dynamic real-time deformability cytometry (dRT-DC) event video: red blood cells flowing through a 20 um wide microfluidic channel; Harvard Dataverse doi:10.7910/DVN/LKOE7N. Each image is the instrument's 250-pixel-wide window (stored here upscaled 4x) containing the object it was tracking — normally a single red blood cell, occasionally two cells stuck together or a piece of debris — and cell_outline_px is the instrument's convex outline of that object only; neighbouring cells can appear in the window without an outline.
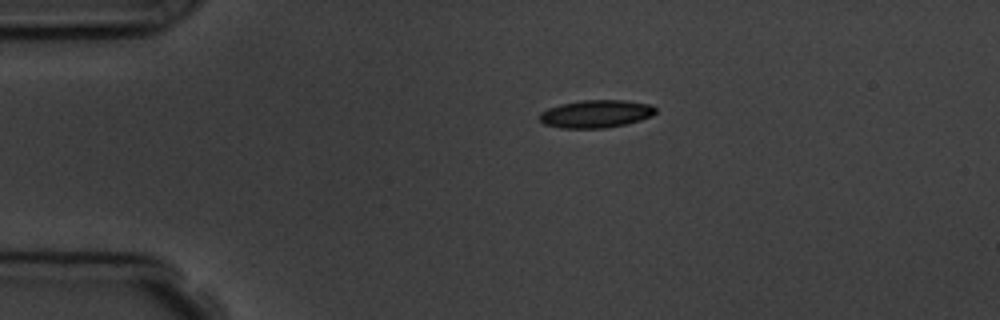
{"species": "common noctule bat (a hibernating species)", "species_latin": "Nyctalus noctula", "temperature_condition": "room temperature", "stored_images_in_passage": 2, "camera_frame_rate_fps": 3000, "um_per_image_px": 0.085, "animal": {"sex": "male", "body_mass_g": 19.5, "forearm_length_mm": 54.6}, "frame": {"image": 1, "passage_image": 1, "time_ms": 0.0, "image_size_px": [1000, 320], "cell_outline_px": [[656, 112], [652, 116], [640, 120], [624, 124], [604, 128], [560, 128], [544, 124], [536, 116], [540, 112], [548, 108], [560, 104], [584, 100], [624, 100], [652, 104], [656, 108]], "centroid_in_image_um": [50.64, 9.67], "position_along_channel_um": 34.4, "area_um2": 18.9}}